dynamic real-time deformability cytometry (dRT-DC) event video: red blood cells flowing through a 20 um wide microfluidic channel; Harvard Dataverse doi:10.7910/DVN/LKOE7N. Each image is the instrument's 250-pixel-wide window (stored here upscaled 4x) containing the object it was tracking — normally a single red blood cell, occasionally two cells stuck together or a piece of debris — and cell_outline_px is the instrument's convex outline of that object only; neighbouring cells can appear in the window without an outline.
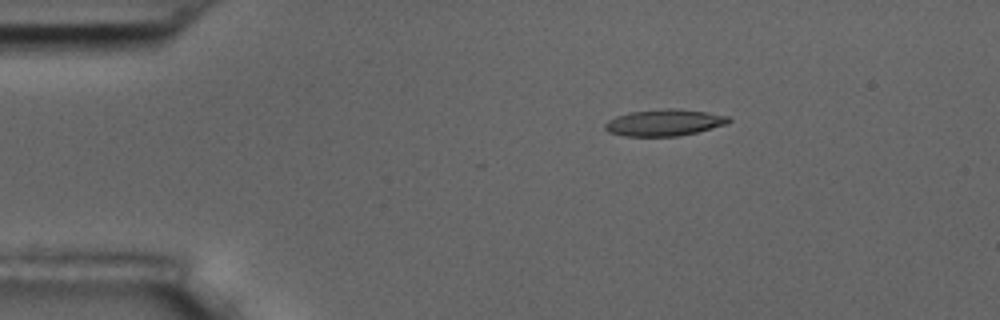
{"species": "common noctule bat (a hibernating species)", "species_latin": "Nyctalus noctula", "temperature_condition": "room temperature", "stored_images_in_passage": 7, "camera_frame_rate_fps": 3000, "um_per_image_px": 0.085, "animal": {"sex": "male", "body_mass_g": 17.5, "forearm_length_mm": 52.3}, "frame": {"image": 1, "passage_image": 3, "time_ms": 2.333, "image_size_px": [1000, 320], "cell_outline_px": [[732, 120], [724, 124], [696, 132], [680, 136], [624, 136], [608, 132], [604, 128], [604, 124], [608, 120], [616, 116], [628, 112], [664, 108], [672, 108], [708, 112], [728, 116]], "centroid_in_image_um": [56.41, 10.41], "position_along_channel_um": 28.6, "area_um2": 19.13}}
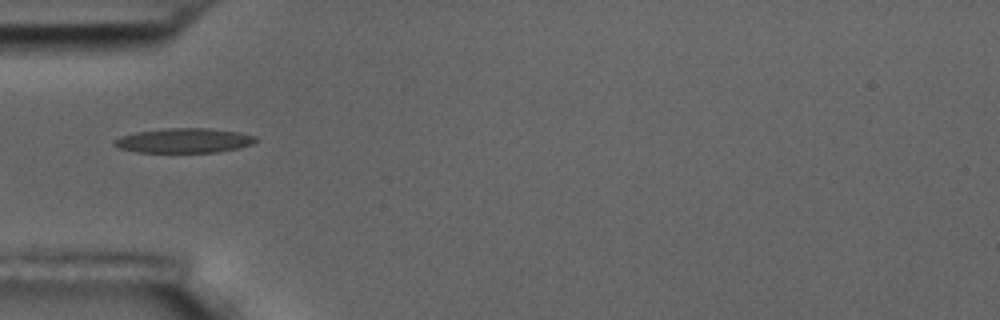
{"frame": {"image": 2, "passage_image": 5, "time_ms": 5.0, "image_size_px": [1000, 320], "cell_outline_px": [[256, 140], [252, 144], [240, 148], [216, 152], [136, 152], [120, 148], [112, 144], [112, 140], [120, 136], [136, 132], [164, 128], [208, 128], [240, 132], [256, 136]], "centroid_in_image_um": [15.62, 11.94], "position_along_channel_um": 69.4, "area_um2": 20.4}}